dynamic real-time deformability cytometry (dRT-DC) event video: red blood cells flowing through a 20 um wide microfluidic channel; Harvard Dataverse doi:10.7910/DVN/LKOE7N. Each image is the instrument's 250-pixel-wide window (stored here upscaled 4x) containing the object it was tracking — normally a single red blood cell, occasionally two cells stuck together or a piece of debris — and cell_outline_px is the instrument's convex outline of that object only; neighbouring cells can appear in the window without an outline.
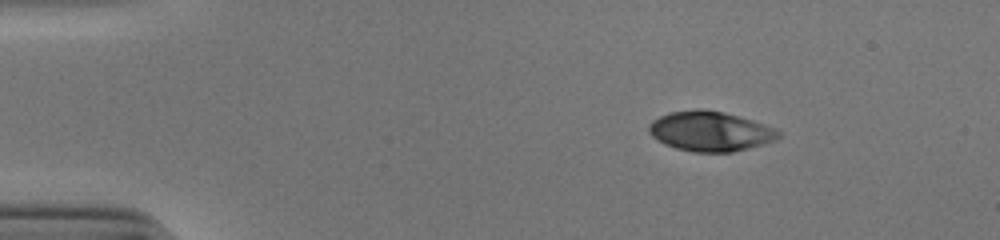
{"species": "human", "species_latin": "Homo sapiens", "temperature_condition": "cold", "stored_images_in_passage": 46, "camera_frame_rate_fps": 3000, "um_per_image_px": 0.085, "donor": {"sex": "male"}, "frame": {"image": 1, "passage_image": 1, "time_ms": 0.0, "image_size_px": [1000, 240], "cell_outline_px": [[780, 136], [776, 140], [748, 148], [732, 152], [696, 152], [676, 148], [664, 144], [656, 140], [648, 132], [648, 124], [652, 120], [668, 112], [700, 108], [704, 108], [724, 112], [752, 120], [776, 128], [780, 132]], "centroid_in_image_um": [60.34, 11.15], "position_along_channel_um": 24.7, "area_um2": 30.29}}
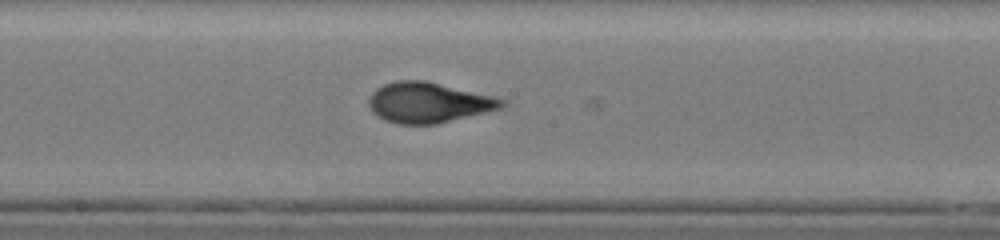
{"frame": {"image": 2, "passage_image": 22, "time_ms": 7.0, "image_size_px": [1000, 240], "cell_outline_px": [[508, 104], [500, 108], [436, 124], [400, 124], [384, 120], [372, 112], [368, 104], [368, 96], [376, 88], [384, 84], [396, 80], [424, 80], [496, 96], [504, 100]], "centroid_in_image_um": [36.39, 8.7], "position_along_channel_um": 211.8, "area_um2": 31.33}}
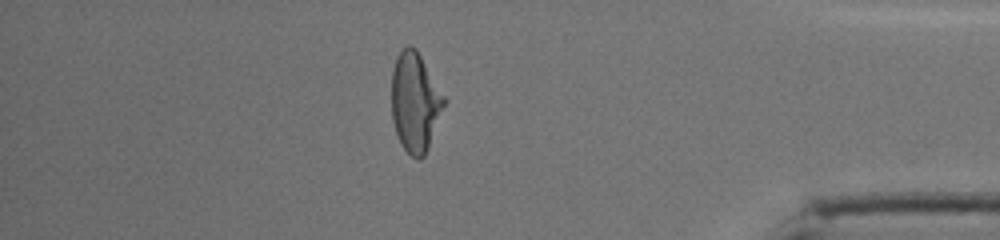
{"frame": {"image": 3, "passage_image": 39, "time_ms": 12.667, "image_size_px": [1000, 240], "cell_outline_px": [[444, 104], [428, 148], [424, 156], [416, 160], [400, 144], [392, 120], [392, 68], [396, 56], [408, 44], [416, 48], [444, 96]], "centroid_in_image_um": [35.25, 8.67], "position_along_channel_um": 400.0, "area_um2": 29.94}, "authors_computed_cell_mechanics": {"area_um2": 30.6629, "velocity_mm_per_s": 3.8942, "shape_relaxation_time_tau1_ms": 5.5643, "shape_relaxation_time_tau2_ms": 0.6362, "deformation_change_tau1": 0.2422, "deformation_change_tau2": 0.0515}}